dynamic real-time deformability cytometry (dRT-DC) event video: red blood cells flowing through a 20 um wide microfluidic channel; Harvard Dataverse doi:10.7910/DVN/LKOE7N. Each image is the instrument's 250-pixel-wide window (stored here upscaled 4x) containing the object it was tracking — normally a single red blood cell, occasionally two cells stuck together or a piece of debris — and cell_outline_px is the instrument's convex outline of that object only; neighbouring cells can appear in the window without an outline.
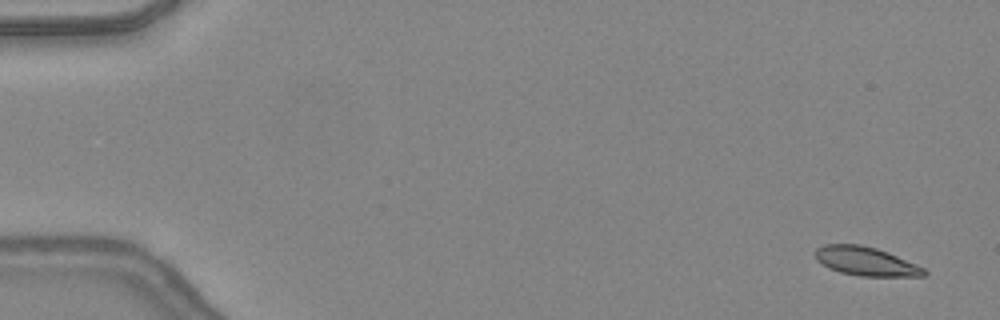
{"species": "common noctule bat (a hibernating species)", "species_latin": "Nyctalus noctula", "temperature_condition": "warm", "stored_images_in_passage": 49, "camera_frame_rate_fps": 3000, "um_per_image_px": 0.085, "animal": {"sex": "female", "body_mass_g": 24.6, "forearm_length_mm": 56.2}, "frame": {"image": 1, "passage_image": 3, "time_ms": 0.667, "image_size_px": [1000, 320], "cell_outline_px": [[928, 272], [924, 276], [860, 276], [840, 272], [828, 268], [816, 260], [816, 248], [824, 244], [860, 244], [876, 248], [888, 252], [916, 264], [924, 268]], "centroid_in_image_um": [73.59, 22.21], "position_along_channel_um": 11.4, "area_um2": 18.26}}
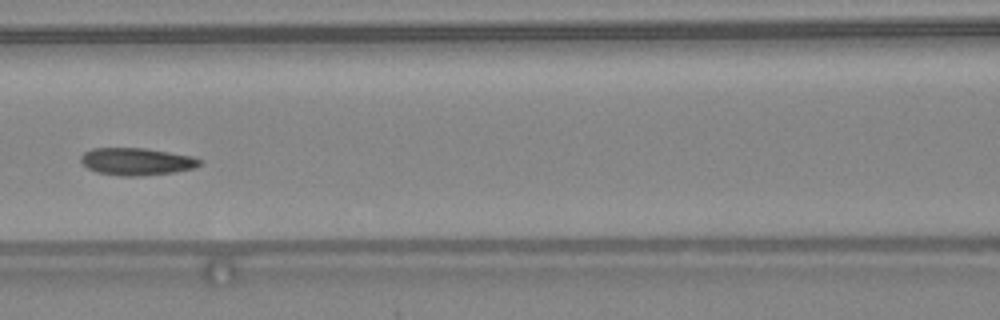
{"frame": {"image": 2, "passage_image": 23, "time_ms": 7.333, "image_size_px": [1000, 320], "cell_outline_px": [[204, 160], [196, 168], [172, 172], [144, 176], [120, 176], [96, 172], [88, 168], [80, 160], [80, 156], [84, 152], [92, 148], [144, 148], [192, 156]], "centroid_in_image_um": [11.61, 13.73], "position_along_channel_um": 155.0, "area_um2": 19.02}}
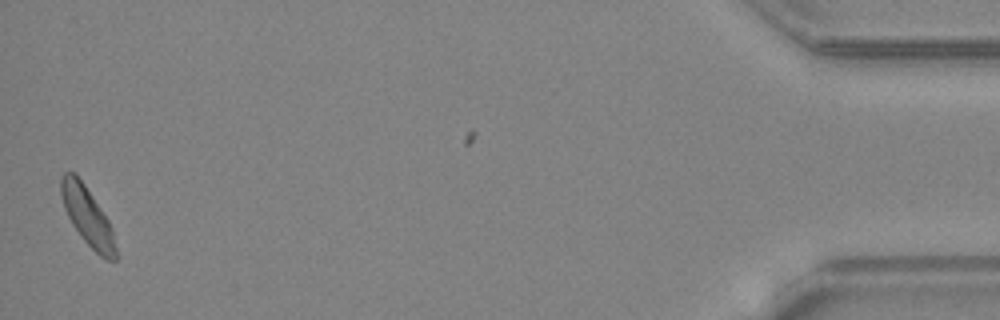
{"frame": {"image": 3, "passage_image": 48, "time_ms": 15.667, "image_size_px": [1000, 320], "cell_outline_px": [[116, 260], [108, 260], [100, 256], [80, 236], [72, 224], [64, 208], [60, 196], [60, 176], [64, 172], [76, 172], [108, 220], [112, 228], [116, 248]], "centroid_in_image_um": [7.4, 18.35], "position_along_channel_um": 427.8, "area_um2": 18.5}, "authors_computed_cell_mechanics": {"area_um2": 18.7272, "velocity_mm_per_s": 4.3747, "shape_relaxation_time_tau1_ms": 4.011, "shape_relaxation_time_tau2_ms": 1.913, "deformation_change_tau1": 0.1206, "deformation_change_tau2": 0.0775}}